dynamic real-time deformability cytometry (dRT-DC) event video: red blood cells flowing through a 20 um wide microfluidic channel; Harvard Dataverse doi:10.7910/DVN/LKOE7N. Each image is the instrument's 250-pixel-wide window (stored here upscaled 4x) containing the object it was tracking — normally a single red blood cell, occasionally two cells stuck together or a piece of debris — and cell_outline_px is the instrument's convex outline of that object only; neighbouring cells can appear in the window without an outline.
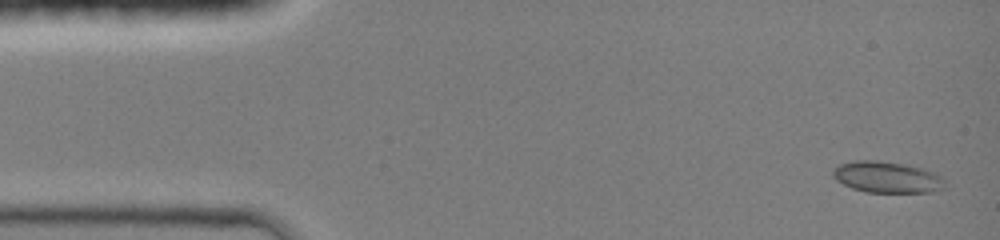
{"species": "common noctule bat (a hibernating species)", "species_latin": "Nyctalus noctula", "temperature_condition": "room temperature", "stored_images_in_passage": 8, "camera_frame_rate_fps": 3000, "um_per_image_px": 0.085, "animal": {"sex": "female", "body_mass_g": 19.0, "forearm_length_mm": 51.5}, "frame": {"image": 1, "passage_image": 1, "time_ms": 0.0, "image_size_px": [1000, 240], "cell_outline_px": [[944, 188], [932, 192], [868, 192], [852, 188], [836, 180], [832, 176], [832, 172], [840, 164], [852, 160], [876, 160], [908, 164], [924, 168], [936, 172], [944, 180]], "centroid_in_image_um": [75.42, 15.04], "position_along_channel_um": 9.6, "area_um2": 20.58}}
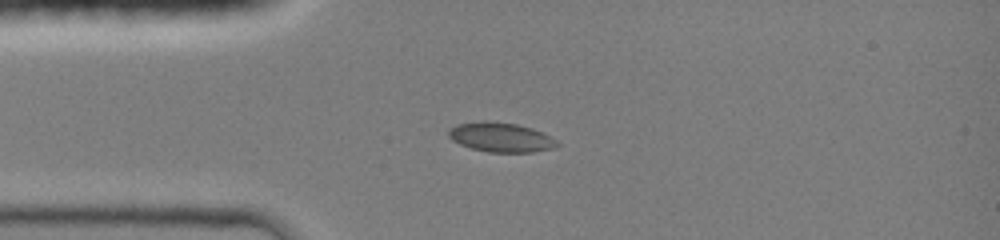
{"frame": {"image": 2, "passage_image": 7, "time_ms": 3.0, "image_size_px": [1000, 240], "cell_outline_px": [[560, 144], [556, 148], [532, 152], [488, 152], [472, 148], [460, 144], [452, 140], [448, 136], [448, 128], [456, 124], [480, 120], [488, 120], [516, 124], [532, 128], [556, 140]], "centroid_in_image_um": [42.53, 11.66], "position_along_channel_um": 42.5, "area_um2": 18.79}}